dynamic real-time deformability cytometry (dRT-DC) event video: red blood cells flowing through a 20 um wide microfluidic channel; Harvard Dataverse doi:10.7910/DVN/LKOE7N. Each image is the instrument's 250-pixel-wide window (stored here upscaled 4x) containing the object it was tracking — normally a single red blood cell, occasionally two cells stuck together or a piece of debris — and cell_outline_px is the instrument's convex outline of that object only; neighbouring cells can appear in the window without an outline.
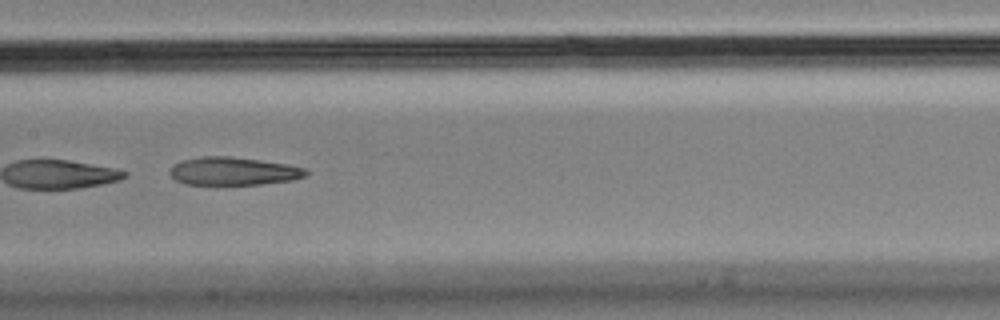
{"species": "Egyptian fruit bat (a non-hibernating species)", "species_latin": "Rousettus aegyptiacus", "temperature_condition": "cold", "stored_images_in_passage": 9, "camera_frame_rate_fps": 3000, "um_per_image_px": 0.085, "animal": {"sex": "male"}, "frame": {"image": 1, "passage_image": 7, "time_ms": 2.0, "image_size_px": [1000, 320], "cell_outline_px": [[308, 172], [304, 176], [292, 180], [260, 184], [184, 184], [176, 180], [168, 172], [172, 164], [184, 160], [204, 156], [228, 156], [260, 160], [288, 164], [304, 168]], "centroid_in_image_um": [19.8, 14.54], "position_along_channel_um": 187.6, "area_um2": 22.08}}
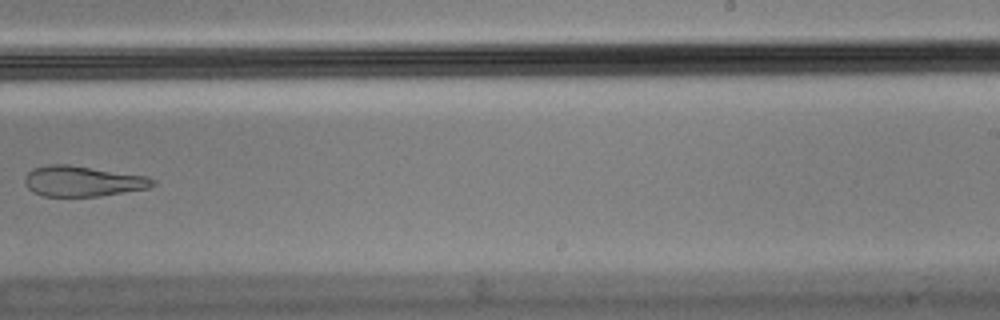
{"frame": {"image": 2, "passage_image": 9, "time_ms": 2.667, "image_size_px": [1000, 320], "cell_outline_px": [[156, 184], [148, 188], [100, 196], [44, 196], [32, 192], [24, 184], [24, 176], [32, 168], [48, 164], [68, 164], [148, 176], [156, 180]], "centroid_in_image_um": [7.01, 15.39], "position_along_channel_um": 282.0, "area_um2": 22.95}}